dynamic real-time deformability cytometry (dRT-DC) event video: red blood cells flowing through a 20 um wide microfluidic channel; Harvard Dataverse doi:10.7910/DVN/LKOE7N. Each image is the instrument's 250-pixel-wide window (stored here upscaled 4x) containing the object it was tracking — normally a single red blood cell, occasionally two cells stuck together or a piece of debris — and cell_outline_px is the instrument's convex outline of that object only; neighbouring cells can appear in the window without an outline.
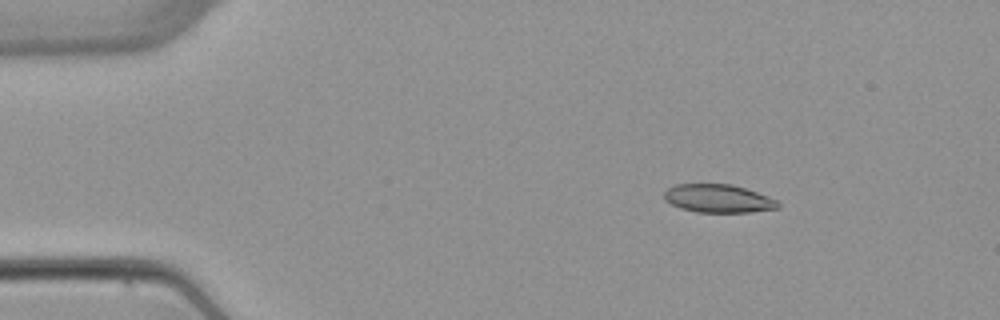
{"species": "common noctule bat (a hibernating species)", "species_latin": "Nyctalus noctula", "temperature_condition": "warm", "stored_images_in_passage": 4, "camera_frame_rate_fps": 3000, "um_per_image_px": 0.085, "animal": {"sex": "female", "body_mass_g": 22.7, "forearm_length_mm": 54.2}, "frame": {"image": 1, "passage_image": 1, "time_ms": 0.0, "image_size_px": [1000, 320], "cell_outline_px": [[780, 208], [752, 212], [696, 212], [680, 208], [664, 200], [664, 192], [668, 188], [676, 184], [732, 184], [768, 196], [776, 200], [780, 204]], "centroid_in_image_um": [61.05, 16.88], "position_along_channel_um": 24.0, "area_um2": 18.73}}
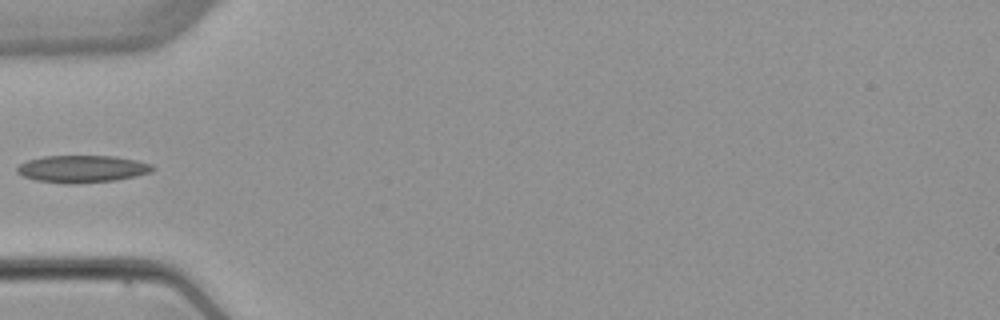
{"frame": {"image": 2, "passage_image": 3, "time_ms": 3.333, "image_size_px": [1000, 320], "cell_outline_px": [[156, 168], [152, 172], [136, 176], [116, 180], [76, 184], [68, 184], [36, 180], [24, 176], [16, 172], [16, 168], [20, 164], [28, 160], [44, 156], [116, 156], [136, 160], [152, 164]], "centroid_in_image_um": [7.02, 14.36], "position_along_channel_um": 78.0, "area_um2": 21.62}}
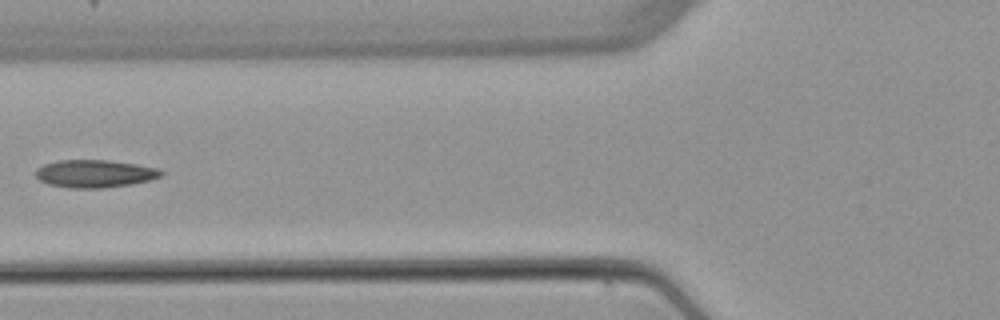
{"frame": {"image": 3, "passage_image": 4, "time_ms": 4.333, "image_size_px": [1000, 320], "cell_outline_px": [[164, 176], [132, 184], [104, 188], [72, 188], [48, 184], [40, 180], [36, 176], [36, 168], [44, 164], [56, 160], [108, 160], [136, 164], [160, 168], [164, 172]], "centroid_in_image_um": [8.08, 14.75], "position_along_channel_um": 117.7, "area_um2": 20.4}}